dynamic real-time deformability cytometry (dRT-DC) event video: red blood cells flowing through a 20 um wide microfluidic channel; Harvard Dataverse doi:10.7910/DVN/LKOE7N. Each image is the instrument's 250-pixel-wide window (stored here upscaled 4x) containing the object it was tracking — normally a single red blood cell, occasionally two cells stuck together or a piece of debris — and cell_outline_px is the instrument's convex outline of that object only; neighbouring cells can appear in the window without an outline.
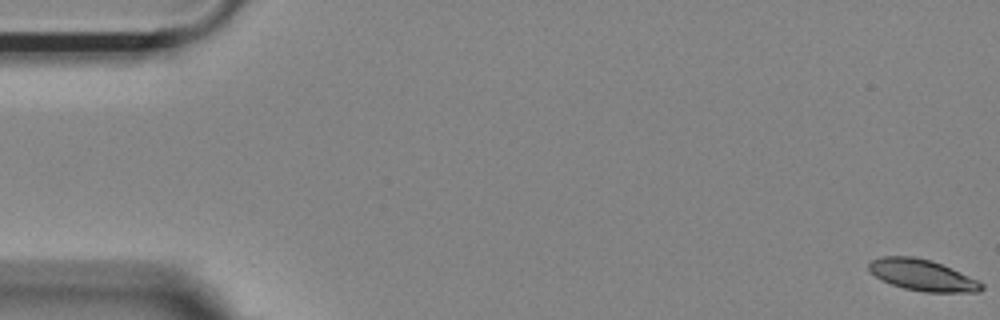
{"species": "Egyptian fruit bat (a non-hibernating species)", "species_latin": "Rousettus aegyptiacus", "temperature_condition": "room temperature", "stored_images_in_passage": 55, "camera_frame_rate_fps": 3000, "um_per_image_px": 0.085, "animal": {"sex": "female"}, "frame": {"image": 1, "passage_image": 1, "time_ms": 0.0, "image_size_px": [1000, 320], "cell_outline_px": [[984, 288], [980, 292], [924, 292], [904, 288], [892, 284], [876, 276], [868, 268], [868, 264], [872, 260], [884, 256], [916, 256], [932, 260], [960, 272], [984, 284]], "centroid_in_image_um": [78.42, 23.38], "position_along_channel_um": 6.6, "area_um2": 20.35}}
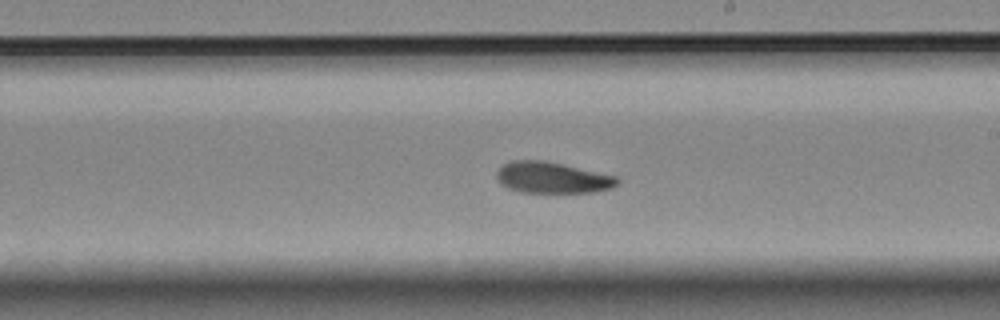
{"frame": {"image": 2, "passage_image": 32, "time_ms": 10.333, "image_size_px": [1000, 320], "cell_outline_px": [[620, 180], [612, 188], [592, 192], [520, 192], [508, 188], [500, 184], [496, 180], [496, 172], [504, 164], [512, 160], [544, 160], [564, 164], [616, 176]], "centroid_in_image_um": [46.91, 15.09], "position_along_channel_um": 242.1, "area_um2": 21.96}}
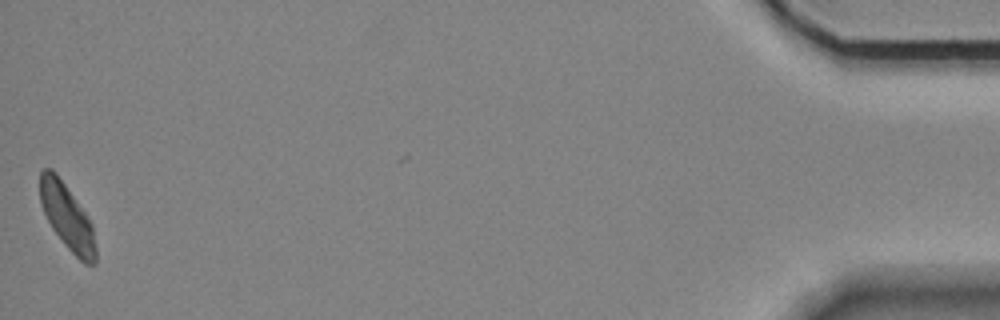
{"frame": {"image": 3, "passage_image": 55, "time_ms": 18.0, "image_size_px": [1000, 320], "cell_outline_px": [[96, 264], [84, 264], [64, 244], [52, 228], [40, 204], [40, 172], [44, 168], [52, 168], [56, 172], [84, 212], [92, 224], [96, 248]], "centroid_in_image_um": [5.7, 18.44], "position_along_channel_um": 429.5, "area_um2": 20.98}, "authors_computed_cell_mechanics": {"area_um2": 21.7328, "velocity_mm_per_s": 3.6623, "shape_relaxation_time_tau1_ms": 5.3788, "shape_relaxation_time_tau2_ms": null, "deformation_change_tau1": 0.1601, "deformation_change_tau2": null}}